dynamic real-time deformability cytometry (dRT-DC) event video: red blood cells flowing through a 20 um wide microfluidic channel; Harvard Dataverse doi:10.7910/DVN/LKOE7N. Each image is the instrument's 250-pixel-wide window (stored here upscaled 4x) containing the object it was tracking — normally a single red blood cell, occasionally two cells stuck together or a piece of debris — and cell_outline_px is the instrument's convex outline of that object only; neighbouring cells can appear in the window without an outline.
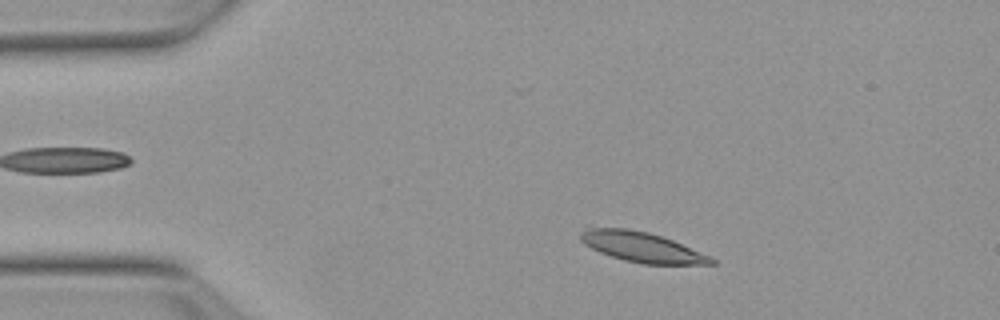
{"species": "Egyptian fruit bat (a non-hibernating species)", "species_latin": "Rousettus aegyptiacus", "temperature_condition": "warm", "stored_images_in_passage": 15, "camera_frame_rate_fps": 3000, "um_per_image_px": 0.085, "animal": {"sex": "female"}, "frame": {"image": 1, "passage_image": 7, "time_ms": 2.0, "image_size_px": [1000, 320], "cell_outline_px": [[716, 264], [644, 264], [624, 260], [600, 252], [584, 244], [580, 240], [580, 232], [588, 228], [628, 228], [648, 232], [672, 240], [712, 256], [716, 260]], "centroid_in_image_um": [54.59, 21.0], "position_along_channel_um": 30.4, "area_um2": 22.77}}
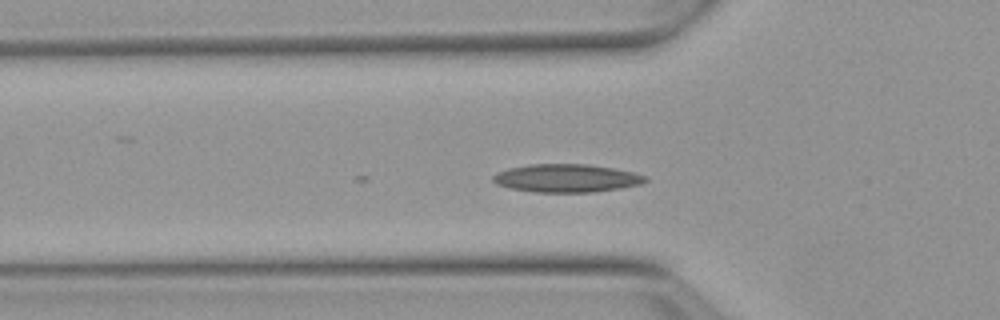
{"frame": {"image": 2, "passage_image": 15, "time_ms": 4.667, "image_size_px": [1000, 320], "cell_outline_px": [[648, 180], [640, 184], [620, 188], [592, 192], [532, 192], [508, 188], [496, 184], [492, 180], [492, 176], [496, 172], [508, 168], [528, 164], [588, 164], [612, 168], [632, 172], [648, 176]], "centroid_in_image_um": [48.11, 15.14], "position_along_channel_um": 77.7, "area_um2": 25.09}}